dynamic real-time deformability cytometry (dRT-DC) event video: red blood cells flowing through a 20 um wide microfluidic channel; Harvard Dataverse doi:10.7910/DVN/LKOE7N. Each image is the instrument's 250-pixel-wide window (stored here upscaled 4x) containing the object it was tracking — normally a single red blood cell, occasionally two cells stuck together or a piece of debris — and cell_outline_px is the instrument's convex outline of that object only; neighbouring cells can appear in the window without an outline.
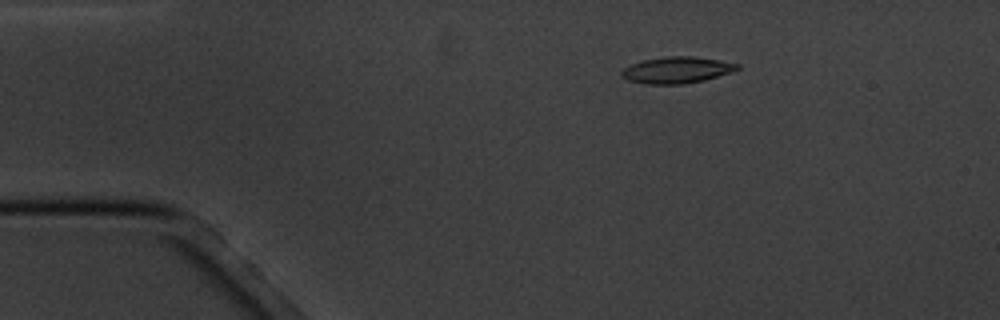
{"species": "common noctule bat (a hibernating species)", "species_latin": "Nyctalus noctula", "temperature_condition": "cold", "stored_images_in_passage": 5, "camera_frame_rate_fps": 3000, "um_per_image_px": 0.085, "animal": {"sex": "male", "body_mass_g": 20.1, "forearm_length_mm": 53.5}, "frame": {"image": 1, "passage_image": 3, "time_ms": 2.333, "image_size_px": [1000, 320], "cell_outline_px": [[740, 68], [704, 80], [680, 84], [644, 84], [628, 80], [620, 76], [620, 72], [624, 68], [640, 60], [664, 56], [696, 56], [720, 60], [740, 64]], "centroid_in_image_um": [57.47, 5.94], "position_along_channel_um": 27.5, "area_um2": 17.86}}